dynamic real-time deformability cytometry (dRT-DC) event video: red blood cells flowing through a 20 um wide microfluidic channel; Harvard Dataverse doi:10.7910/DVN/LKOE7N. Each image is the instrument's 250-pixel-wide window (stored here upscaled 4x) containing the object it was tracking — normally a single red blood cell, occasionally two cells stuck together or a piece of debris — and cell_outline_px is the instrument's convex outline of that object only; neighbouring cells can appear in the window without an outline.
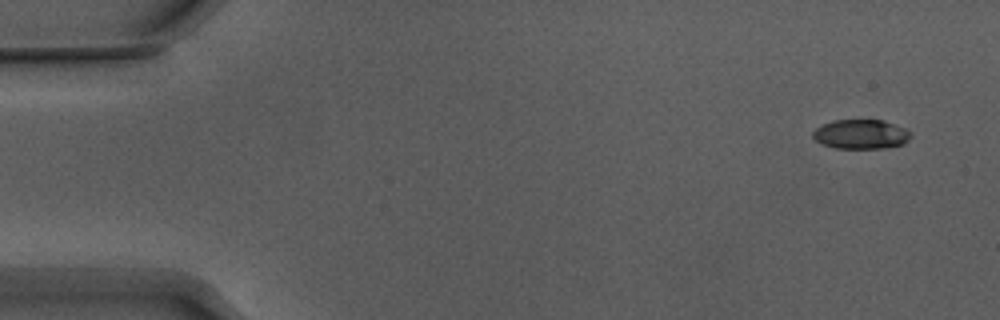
{"species": "Egyptian fruit bat (a non-hibernating species)", "species_latin": "Rousettus aegyptiacus", "temperature_condition": "warm", "stored_images_in_passage": 52, "camera_frame_rate_fps": 3000, "um_per_image_px": 0.085, "animal": {"sex": "male"}, "frame": {"image": 1, "passage_image": 1, "time_ms": 0.0, "image_size_px": [1000, 320], "cell_outline_px": [[912, 136], [904, 144], [880, 148], [836, 148], [824, 144], [816, 140], [812, 136], [812, 132], [816, 128], [824, 124], [836, 120], [884, 120], [904, 128], [912, 132]], "centroid_in_image_um": [73.21, 11.4], "position_along_channel_um": 11.8, "area_um2": 16.65}}
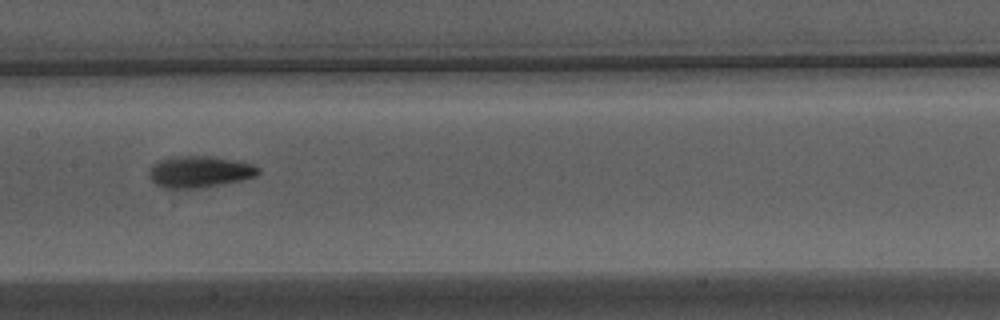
{"frame": {"image": 2, "passage_image": 25, "time_ms": 8.0, "image_size_px": [1000, 320], "cell_outline_px": [[260, 172], [256, 176], [240, 180], [196, 188], [164, 188], [156, 184], [148, 176], [148, 172], [152, 164], [160, 160], [176, 156], [212, 156], [240, 160], [252, 164], [260, 168]], "centroid_in_image_um": [16.96, 14.58], "position_along_channel_um": 190.4, "area_um2": 20.06}}
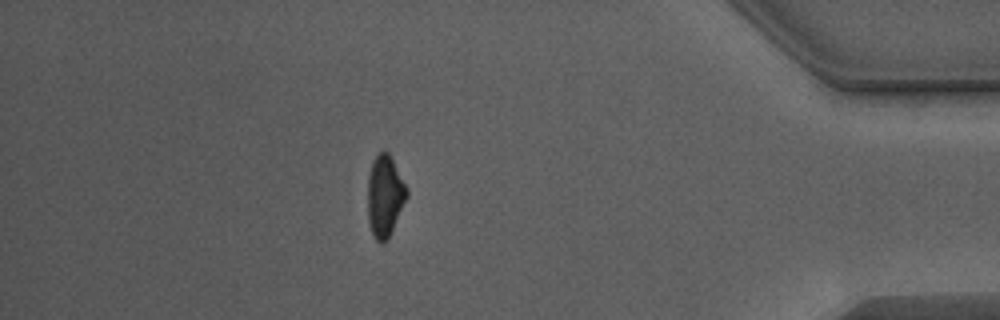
{"frame": {"image": 3, "passage_image": 45, "time_ms": 14.667, "image_size_px": [1000, 320], "cell_outline_px": [[408, 196], [388, 236], [380, 244], [372, 236], [368, 220], [368, 176], [372, 160], [380, 152], [388, 152], [408, 188]], "centroid_in_image_um": [32.7, 16.64], "position_along_channel_um": 402.5, "area_um2": 18.32}, "authors_computed_cell_mechanics": {"area_um2": 18.496, "velocity_mm_per_s": 3.853, "shape_relaxation_time_tau1_ms": 4.6294, "shape_relaxation_time_tau2_ms": 3.0465, "deformation_change_tau1": 0.1923, "deformation_change_tau2": 0.1083}}